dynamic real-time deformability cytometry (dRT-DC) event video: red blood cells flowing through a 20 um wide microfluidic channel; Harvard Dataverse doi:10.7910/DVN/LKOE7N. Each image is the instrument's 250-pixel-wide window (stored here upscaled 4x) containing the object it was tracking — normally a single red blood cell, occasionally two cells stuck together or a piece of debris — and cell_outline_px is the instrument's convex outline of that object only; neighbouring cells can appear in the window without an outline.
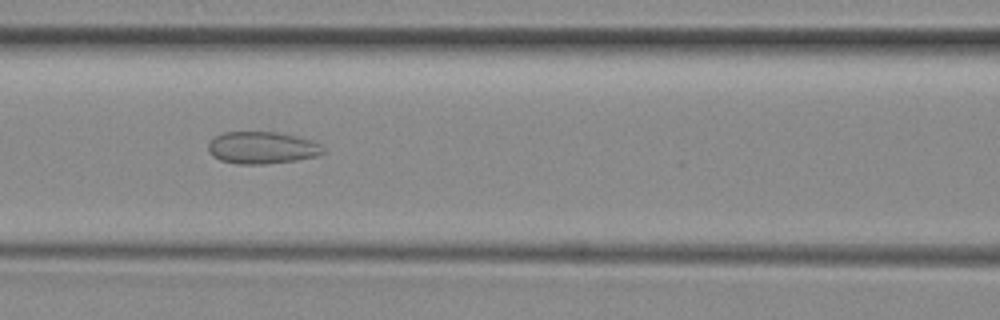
{"species": "common noctule bat (a hibernating species)", "species_latin": "Nyctalus noctula", "temperature_condition": "room temperature", "stored_images_in_passage": 8, "camera_frame_rate_fps": 3000, "um_per_image_px": 0.085, "animal": {"sex": "female", "body_mass_g": 29.2, "forearm_length_mm": 56.3}, "frame": {"image": 1, "passage_image": 7, "time_ms": 7.0, "image_size_px": [1000, 320], "cell_outline_px": [[324, 152], [316, 156], [296, 160], [264, 164], [236, 164], [220, 160], [212, 156], [208, 152], [208, 144], [216, 136], [224, 132], [276, 132], [308, 140], [320, 144]], "centroid_in_image_um": [22.21, 12.57], "position_along_channel_um": 144.4, "area_um2": 21.21}}
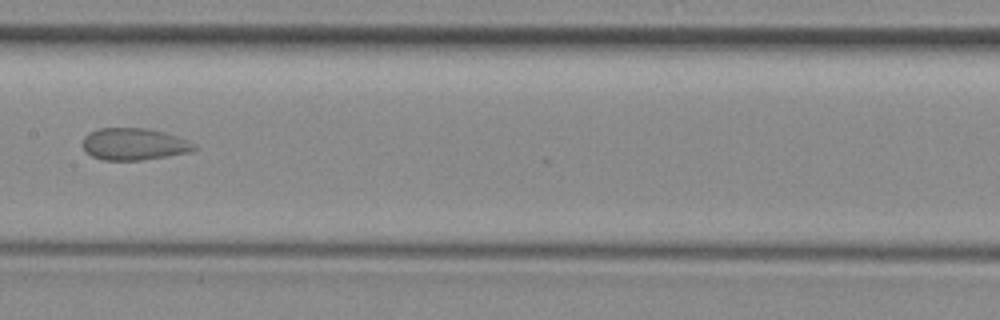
{"frame": {"image": 2, "passage_image": 8, "time_ms": 8.333, "image_size_px": [1000, 320], "cell_outline_px": [[196, 148], [192, 152], [144, 160], [104, 160], [92, 156], [84, 152], [84, 136], [88, 132], [100, 128], [144, 128], [176, 136], [188, 140], [196, 144]], "centroid_in_image_um": [11.39, 12.26], "position_along_channel_um": 196.0, "area_um2": 20.75}}